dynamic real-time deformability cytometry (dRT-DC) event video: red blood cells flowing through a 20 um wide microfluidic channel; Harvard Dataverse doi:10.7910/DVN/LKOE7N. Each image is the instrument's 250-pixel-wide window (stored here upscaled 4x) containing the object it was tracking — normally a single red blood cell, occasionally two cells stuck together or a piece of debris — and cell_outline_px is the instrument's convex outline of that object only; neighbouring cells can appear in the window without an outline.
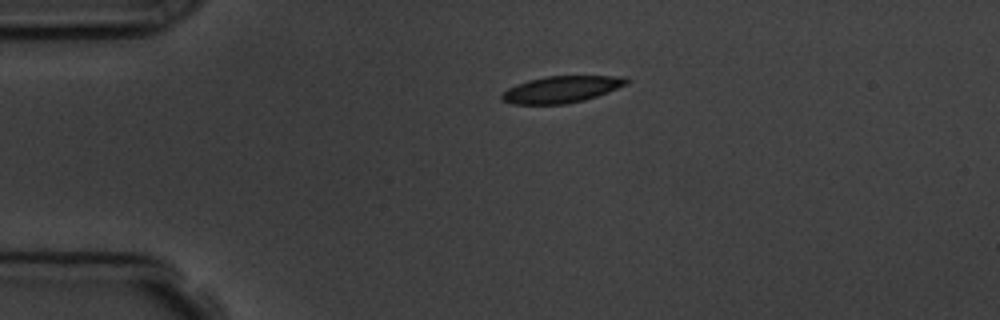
{"species": "common noctule bat (a hibernating species)", "species_latin": "Nyctalus noctula", "temperature_condition": "room temperature", "stored_images_in_passage": 2, "camera_frame_rate_fps": 3000, "um_per_image_px": 0.085, "animal": {"sex": "male", "body_mass_g": 19.5, "forearm_length_mm": 54.6}, "frame": {"image": 1, "passage_image": 1, "time_ms": 0.0, "image_size_px": [1000, 320], "cell_outline_px": [[628, 84], [608, 92], [584, 100], [564, 104], [512, 104], [504, 100], [500, 96], [508, 88], [516, 84], [528, 80], [548, 76], [628, 76]], "centroid_in_image_um": [47.75, 7.59], "position_along_channel_um": 37.3, "area_um2": 19.31}}